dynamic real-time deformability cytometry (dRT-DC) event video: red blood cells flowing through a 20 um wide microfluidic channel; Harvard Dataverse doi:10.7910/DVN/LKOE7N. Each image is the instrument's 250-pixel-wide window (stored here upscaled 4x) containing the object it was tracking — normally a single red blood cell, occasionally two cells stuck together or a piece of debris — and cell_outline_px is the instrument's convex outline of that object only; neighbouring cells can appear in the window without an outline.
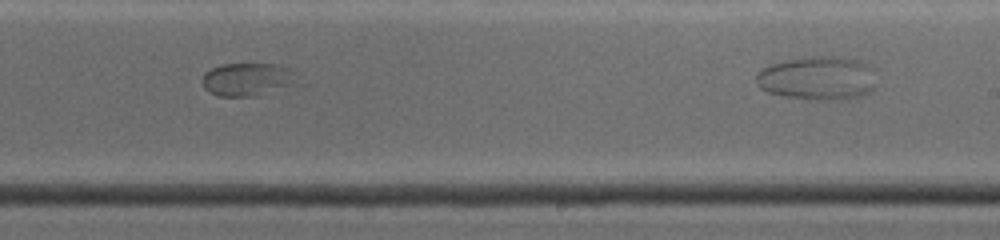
{"species": "common noctule bat (a hibernating species)", "species_latin": "Nyctalus noctula", "temperature_condition": "warm", "stored_images_in_passage": 20, "camera_frame_rate_fps": 4500, "um_per_image_px": 0.085, "animal": {"sex": "female", "body_mass_g": 19.0, "forearm_length_mm": 53.3}, "frame": {"image": 1, "passage_image": 15, "time_ms": 6.444, "image_size_px": [1000, 240], "cell_outline_px": [[308, 84], [256, 96], [216, 96], [208, 92], [204, 88], [204, 72], [212, 68], [224, 64], [276, 64], [300, 72]], "centroid_in_image_um": [21.3, 6.77], "position_along_channel_um": 267.7, "area_um2": 19.48}}